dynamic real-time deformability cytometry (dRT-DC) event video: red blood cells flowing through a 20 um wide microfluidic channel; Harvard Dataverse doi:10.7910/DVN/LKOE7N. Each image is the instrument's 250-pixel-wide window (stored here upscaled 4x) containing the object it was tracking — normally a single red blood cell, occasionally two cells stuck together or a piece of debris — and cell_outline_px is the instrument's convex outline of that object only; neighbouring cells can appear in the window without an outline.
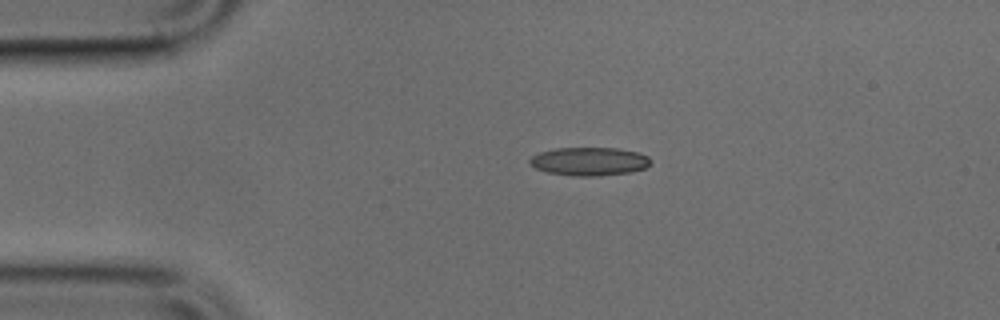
{"species": "common noctule bat (a hibernating species)", "species_latin": "Nyctalus noctula", "temperature_condition": "cold", "stored_images_in_passage": 40, "camera_frame_rate_fps": 3000, "um_per_image_px": 0.085, "animal": {"sex": "male", "body_mass_g": 17.9, "forearm_length_mm": 54.2}, "frame": {"image": 1, "passage_image": 1, "time_ms": 0.0, "image_size_px": [1000, 320], "cell_outline_px": [[652, 164], [644, 168], [632, 172], [600, 176], [572, 176], [548, 172], [536, 168], [528, 164], [528, 160], [532, 156], [540, 152], [556, 148], [616, 148], [640, 152], [648, 156], [652, 160]], "centroid_in_image_um": [50.12, 13.72], "position_along_channel_um": 34.9, "area_um2": 20.23}}
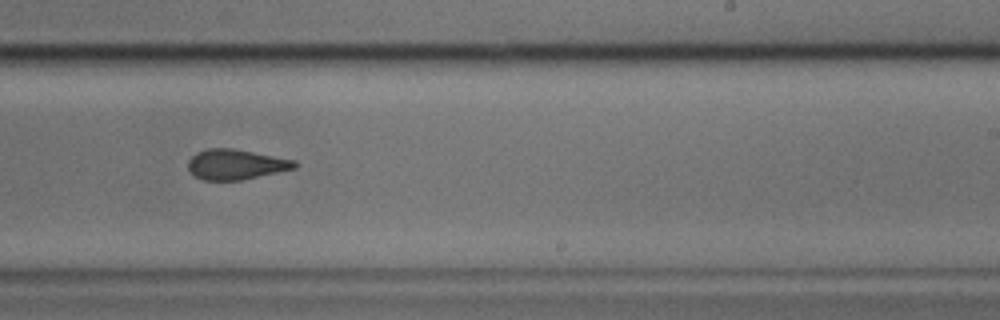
{"frame": {"image": 2, "passage_image": 21, "time_ms": 6.667, "image_size_px": [1000, 320], "cell_outline_px": [[300, 164], [296, 168], [240, 180], [204, 180], [196, 176], [188, 168], [188, 160], [196, 152], [208, 148], [232, 148], [296, 160]], "centroid_in_image_um": [20.07, 13.96], "position_along_channel_um": 268.9, "area_um2": 18.67}}
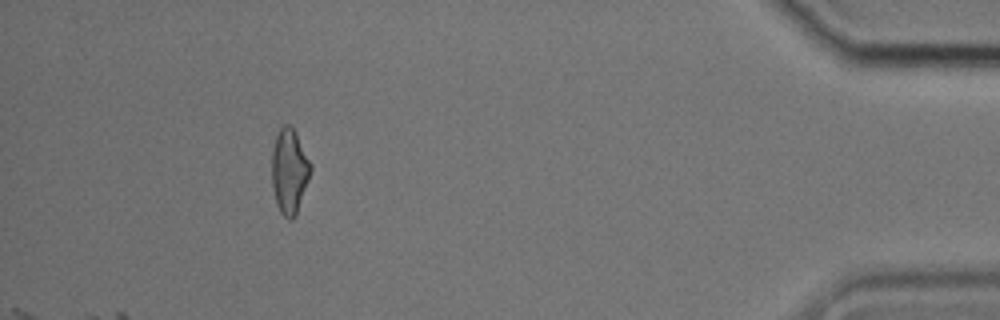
{"frame": {"image": 3, "passage_image": 36, "time_ms": 11.667, "image_size_px": [1000, 320], "cell_outline_px": [[312, 168], [296, 216], [292, 220], [288, 220], [280, 212], [276, 204], [272, 184], [272, 152], [276, 136], [280, 128], [284, 124], [292, 124], [312, 164]], "centroid_in_image_um": [24.6, 14.54], "position_along_channel_um": 410.6, "area_um2": 19.36}}